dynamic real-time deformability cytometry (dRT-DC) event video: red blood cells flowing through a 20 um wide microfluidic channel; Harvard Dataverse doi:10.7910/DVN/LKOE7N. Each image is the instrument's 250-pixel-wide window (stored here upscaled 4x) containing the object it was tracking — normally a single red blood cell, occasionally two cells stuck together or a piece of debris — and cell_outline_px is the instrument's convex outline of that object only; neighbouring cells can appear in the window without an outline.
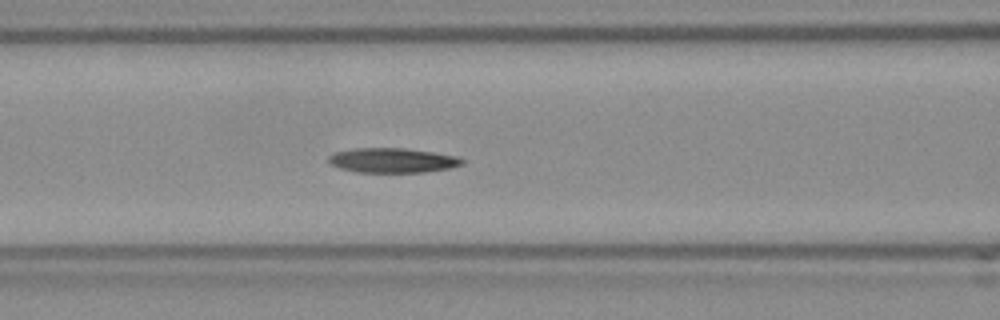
{"species": "Egyptian fruit bat (a non-hibernating species)", "species_latin": "Rousettus aegyptiacus", "temperature_condition": "room temperature", "stored_images_in_passage": 47, "camera_frame_rate_fps": 3000, "um_per_image_px": 0.085, "frame": {"image": 1, "passage_image": 14, "time_ms": 4.333, "image_size_px": [1000, 320], "cell_outline_px": [[464, 164], [452, 168], [424, 172], [356, 172], [340, 168], [332, 164], [328, 160], [328, 156], [336, 152], [356, 148], [404, 148], [432, 152], [456, 156], [464, 160]], "centroid_in_image_um": [33.39, 13.63], "position_along_channel_um": 133.2, "area_um2": 19.13}, "authors_computed_cell_mechanics": {"area_um2": 19.1318, "velocity_mm_per_s": 3.776, "shape_relaxation_time_tau1_ms": 9.9535, "shape_relaxation_time_tau2_ms": null, "deformation_change_tau1": 0.2211, "deformation_change_tau2": null}}